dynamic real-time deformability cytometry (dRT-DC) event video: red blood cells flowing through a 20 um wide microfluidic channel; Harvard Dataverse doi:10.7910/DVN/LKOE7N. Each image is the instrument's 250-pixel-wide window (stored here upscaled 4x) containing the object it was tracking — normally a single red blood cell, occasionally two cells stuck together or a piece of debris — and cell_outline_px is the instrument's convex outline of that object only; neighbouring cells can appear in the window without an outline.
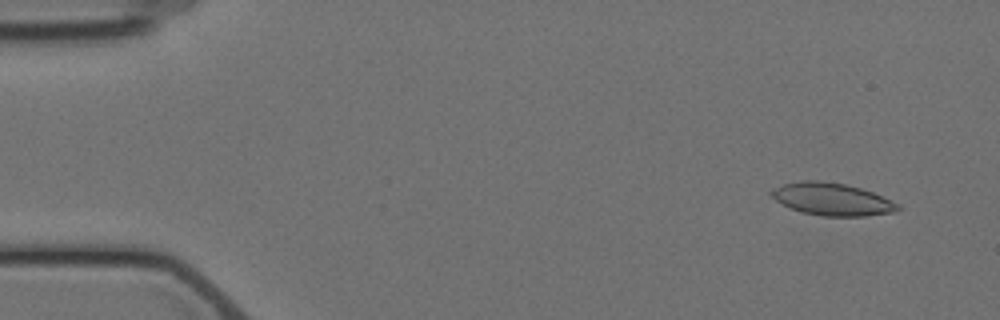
{"species": "Egyptian fruit bat (a non-hibernating species)", "species_latin": "Rousettus aegyptiacus", "temperature_condition": "cold", "stored_images_in_passage": 5, "camera_frame_rate_fps": 3000, "um_per_image_px": 0.085, "animal": {"sex": "female"}, "frame": {"image": 1, "passage_image": 2, "time_ms": 1.0, "image_size_px": [1000, 320], "cell_outline_px": [[900, 208], [892, 212], [868, 216], [824, 216], [800, 212], [776, 200], [768, 192], [772, 188], [784, 184], [800, 180], [820, 180], [844, 184], [860, 188], [872, 192], [900, 204]], "centroid_in_image_um": [70.7, 16.93], "position_along_channel_um": 14.3, "area_um2": 23.81}}
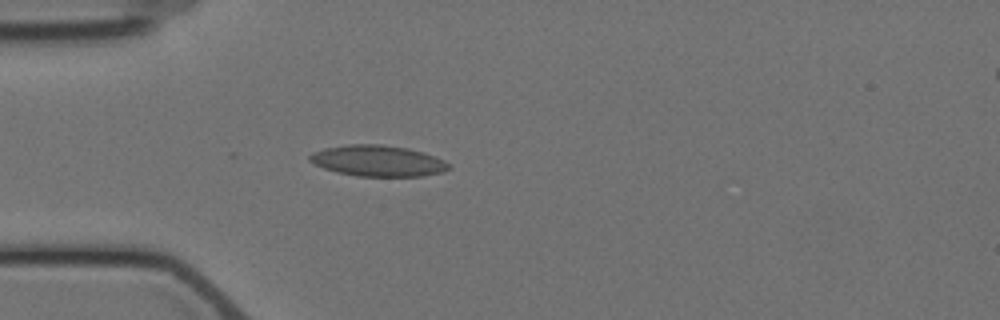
{"frame": {"image": 2, "passage_image": 5, "time_ms": 5.0, "image_size_px": [1000, 320], "cell_outline_px": [[452, 168], [444, 172], [424, 176], [356, 176], [336, 172], [324, 168], [308, 160], [308, 156], [312, 152], [324, 148], [348, 144], [380, 144], [408, 148], [424, 152], [444, 160]], "centroid_in_image_um": [32.13, 13.67], "position_along_channel_um": 52.9, "area_um2": 25.32}}